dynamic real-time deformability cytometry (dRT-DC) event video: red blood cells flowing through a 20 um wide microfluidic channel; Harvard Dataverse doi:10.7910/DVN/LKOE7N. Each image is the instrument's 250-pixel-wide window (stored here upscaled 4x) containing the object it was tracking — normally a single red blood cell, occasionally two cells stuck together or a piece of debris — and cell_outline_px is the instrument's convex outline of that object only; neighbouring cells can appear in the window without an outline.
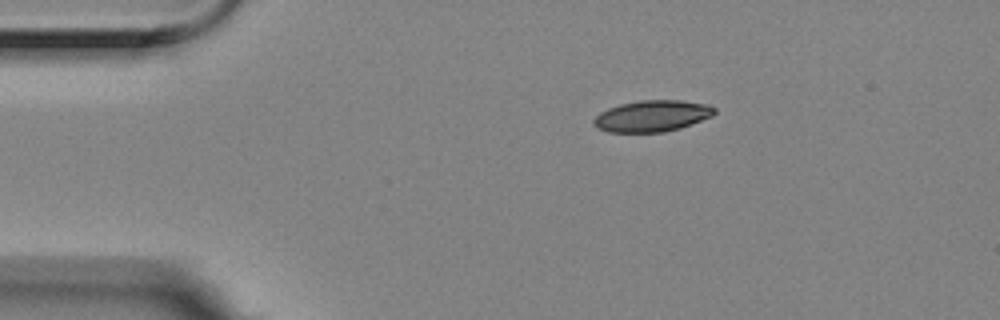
{"species": "Egyptian fruit bat (a non-hibernating species)", "species_latin": "Rousettus aegyptiacus", "temperature_condition": "room temperature", "stored_images_in_passage": 3, "camera_frame_rate_fps": 3000, "um_per_image_px": 0.085, "animal": {"sex": "female"}, "frame": {"image": 1, "passage_image": 1, "time_ms": 0.0, "image_size_px": [1000, 320], "cell_outline_px": [[716, 112], [712, 116], [680, 128], [664, 132], [608, 132], [596, 128], [592, 124], [592, 120], [600, 112], [608, 108], [620, 104], [640, 100], [680, 100], [708, 104], [716, 108]], "centroid_in_image_um": [55.41, 9.86], "position_along_channel_um": 29.6, "area_um2": 22.2}}